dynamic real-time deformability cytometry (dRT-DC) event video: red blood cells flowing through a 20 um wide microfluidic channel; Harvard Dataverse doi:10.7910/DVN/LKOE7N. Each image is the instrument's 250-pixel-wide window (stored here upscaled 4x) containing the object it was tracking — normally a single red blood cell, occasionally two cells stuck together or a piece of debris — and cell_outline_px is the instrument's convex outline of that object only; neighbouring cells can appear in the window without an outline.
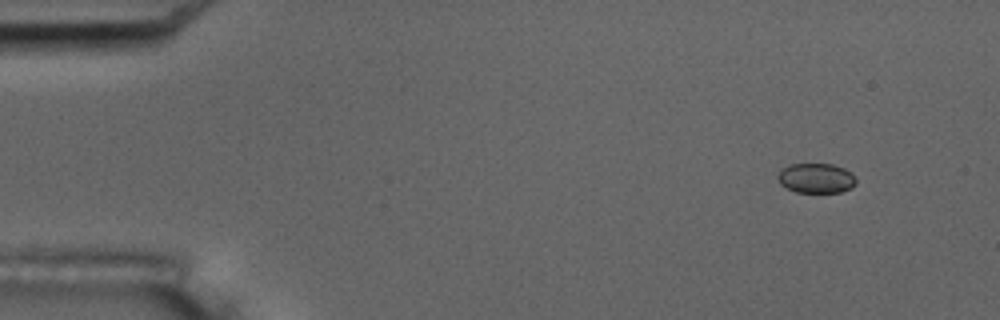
{"species": "common noctule bat (a hibernating species)", "species_latin": "Nyctalus noctula", "temperature_condition": "room temperature", "stored_images_in_passage": 6, "camera_frame_rate_fps": 3000, "um_per_image_px": 0.085, "animal": {"sex": "male", "body_mass_g": 17.5, "forearm_length_mm": 52.3}, "frame": {"image": 1, "passage_image": 2, "time_ms": 1.0, "image_size_px": [1000, 320], "cell_outline_px": [[856, 184], [852, 188], [840, 192], [796, 192], [780, 184], [776, 176], [780, 168], [788, 164], [832, 164], [844, 168], [852, 172], [856, 180]], "centroid_in_image_um": [69.36, 15.13], "position_along_channel_um": 15.6, "area_um2": 13.81}}